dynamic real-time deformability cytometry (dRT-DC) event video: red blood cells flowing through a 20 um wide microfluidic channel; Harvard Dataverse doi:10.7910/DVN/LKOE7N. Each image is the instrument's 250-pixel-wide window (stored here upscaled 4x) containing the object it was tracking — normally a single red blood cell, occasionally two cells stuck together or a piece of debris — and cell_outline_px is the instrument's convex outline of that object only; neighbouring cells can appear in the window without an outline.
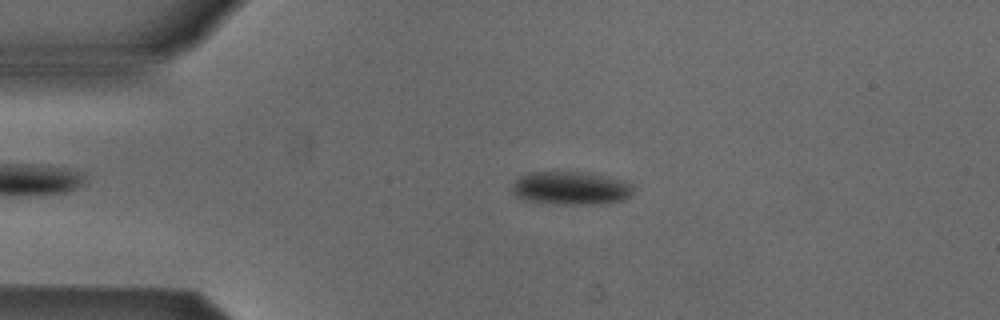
{"species": "Egyptian fruit bat (a non-hibernating species)", "species_latin": "Rousettus aegyptiacus", "temperature_condition": "cold", "stored_images_in_passage": 45, "camera_frame_rate_fps": 3000, "um_per_image_px": 0.085, "animal": {"sex": "male"}, "frame": {"image": 1, "passage_image": 4, "time_ms": 1.0, "image_size_px": [1000, 320], "cell_outline_px": [[632, 192], [628, 196], [620, 200], [592, 204], [568, 204], [524, 200], [516, 196], [512, 192], [512, 184], [520, 176], [532, 172], [580, 172], [608, 176], [632, 184]], "centroid_in_image_um": [48.47, 15.98], "position_along_channel_um": 36.5, "area_um2": 23.0}}
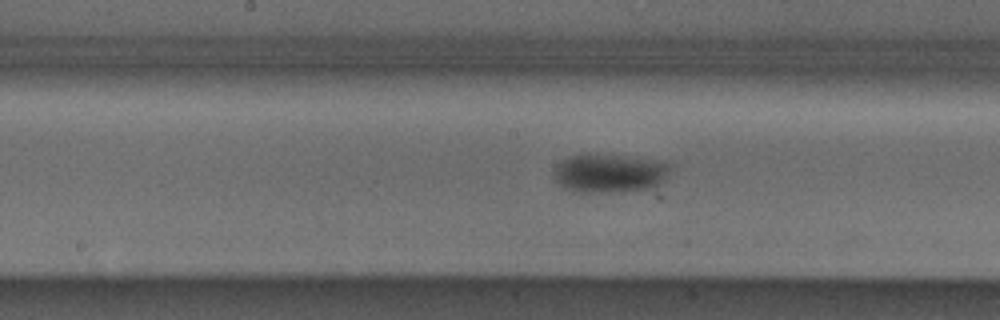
{"frame": {"image": 2, "passage_image": 19, "time_ms": 6.0, "image_size_px": [1000, 320], "cell_outline_px": [[672, 164], [664, 180], [660, 184], [652, 188], [612, 192], [576, 192], [564, 188], [556, 180], [556, 164], [560, 160], [572, 156], [628, 156], [668, 160]], "centroid_in_image_um": [51.9, 14.73], "position_along_channel_um": 196.3, "area_um2": 26.07}}
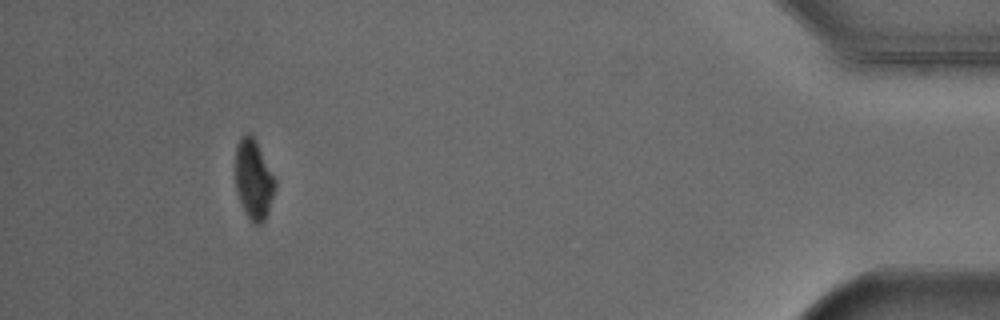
{"frame": {"image": 3, "passage_image": 41, "time_ms": 13.333, "image_size_px": [1000, 320], "cell_outline_px": [[276, 184], [268, 212], [264, 220], [260, 224], [256, 224], [244, 212], [236, 188], [236, 148], [240, 136], [248, 132], [256, 140], [276, 176]], "centroid_in_image_um": [21.58, 15.2], "position_along_channel_um": 413.6, "area_um2": 18.5}}